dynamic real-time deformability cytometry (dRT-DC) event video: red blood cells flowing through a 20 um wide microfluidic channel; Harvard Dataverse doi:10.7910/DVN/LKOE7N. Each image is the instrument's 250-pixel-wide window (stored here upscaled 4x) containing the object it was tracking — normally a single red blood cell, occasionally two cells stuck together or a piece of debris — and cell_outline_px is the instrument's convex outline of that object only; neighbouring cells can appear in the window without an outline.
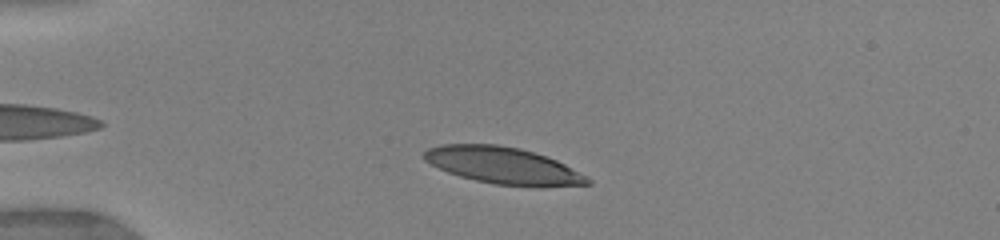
{"species": "human", "species_latin": "Homo sapiens", "temperature_condition": "warm", "stored_images_in_passage": 22, "camera_frame_rate_fps": 3000, "um_per_image_px": 0.085, "donor": {"sex": "female"}, "frame": {"image": 1, "passage_image": 10, "time_ms": 2.0, "image_size_px": [1000, 240], "cell_outline_px": [[592, 184], [540, 188], [496, 184], [476, 180], [460, 176], [448, 172], [424, 160], [420, 156], [428, 148], [444, 144], [496, 144], [520, 148], [556, 160], [588, 176], [592, 180]], "centroid_in_image_um": [42.81, 14.09], "position_along_channel_um": 42.2, "area_um2": 35.2}}
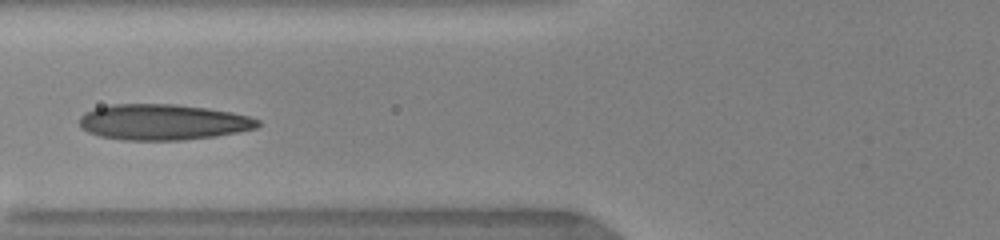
{"frame": {"image": 2, "passage_image": 21, "time_ms": 4.667, "image_size_px": [1000, 240], "cell_outline_px": [[260, 124], [256, 128], [216, 136], [184, 140], [120, 140], [100, 136], [88, 132], [80, 128], [80, 116], [84, 112], [96, 108], [112, 104], [176, 104], [232, 112], [248, 116], [260, 120]], "centroid_in_image_um": [13.82, 10.38], "position_along_channel_um": 112.0, "area_um2": 37.22}}